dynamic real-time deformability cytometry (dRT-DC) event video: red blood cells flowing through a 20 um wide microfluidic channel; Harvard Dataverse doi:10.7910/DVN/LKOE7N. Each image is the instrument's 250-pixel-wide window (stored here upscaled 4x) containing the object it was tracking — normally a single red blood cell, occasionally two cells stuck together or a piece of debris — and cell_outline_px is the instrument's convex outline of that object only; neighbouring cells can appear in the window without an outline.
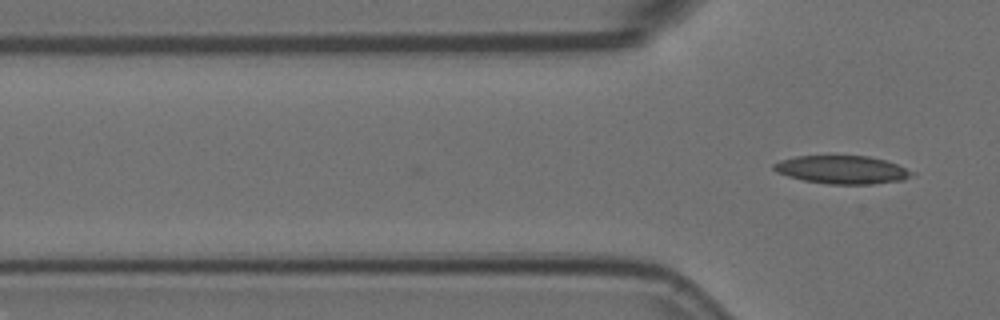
{"species": "Egyptian fruit bat (a non-hibernating species)", "species_latin": "Rousettus aegyptiacus", "temperature_condition": "room temperature", "stored_images_in_passage": 10, "camera_frame_rate_fps": 3000, "um_per_image_px": 0.085, "animal": {"sex": "female"}, "frame": {"image": 1, "passage_image": 10, "time_ms": 3.0, "image_size_px": [1000, 320], "cell_outline_px": [[916, 172], [904, 180], [872, 184], [828, 184], [804, 180], [788, 176], [776, 172], [772, 168], [772, 164], [780, 160], [796, 156], [868, 156], [884, 160], [896, 164]], "centroid_in_image_um": [71.57, 14.43], "position_along_channel_um": 54.2, "area_um2": 22.6}}